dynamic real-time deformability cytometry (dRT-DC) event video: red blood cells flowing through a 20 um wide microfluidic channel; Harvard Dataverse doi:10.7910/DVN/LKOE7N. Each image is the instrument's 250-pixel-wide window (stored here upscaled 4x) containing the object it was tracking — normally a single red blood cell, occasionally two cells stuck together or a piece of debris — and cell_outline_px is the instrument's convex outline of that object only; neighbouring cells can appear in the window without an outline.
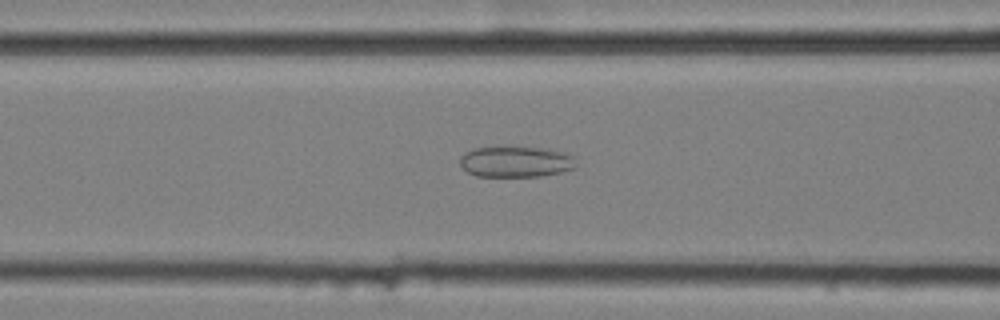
{"species": "common noctule bat (a hibernating species)", "species_latin": "Nyctalus noctula", "temperature_condition": "cold", "stored_images_in_passage": 55, "camera_frame_rate_fps": 3000, "um_per_image_px": 0.085, "animal": {"sex": "female", "body_mass_g": 25.1}, "frame": {"image": 1, "passage_image": 21, "time_ms": 6.667, "image_size_px": [1000, 320], "cell_outline_px": [[576, 164], [572, 168], [560, 172], [540, 176], [476, 176], [468, 172], [460, 164], [460, 156], [464, 152], [472, 148], [504, 144], [508, 144], [548, 148], [572, 156]], "centroid_in_image_um": [43.76, 13.68], "position_along_channel_um": 122.8, "area_um2": 21.62}}
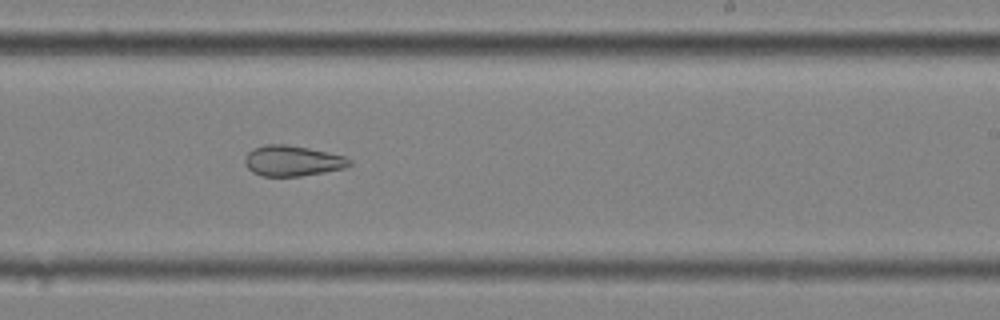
{"frame": {"image": 2, "passage_image": 33, "time_ms": 10.667, "image_size_px": [1000, 320], "cell_outline_px": [[352, 164], [348, 168], [300, 176], [260, 176], [252, 172], [244, 164], [244, 160], [248, 152], [264, 144], [284, 144], [308, 148], [328, 152], [344, 156], [352, 160]], "centroid_in_image_um": [24.88, 13.68], "position_along_channel_um": 264.1, "area_um2": 18.73}}
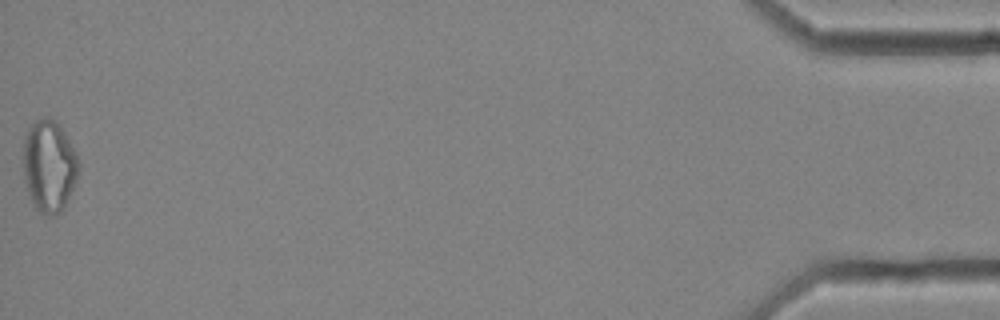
{"frame": {"image": 3, "passage_image": 55, "time_ms": 18.0, "image_size_px": [1000, 320], "cell_outline_px": [[80, 172], [60, 212], [56, 216], [48, 216], [40, 212], [32, 204], [24, 180], [24, 136], [32, 124], [36, 120], [44, 116], [48, 116], [56, 120], [64, 132], [76, 152], [80, 164]], "centroid_in_image_um": [4.18, 14.09], "position_along_channel_um": 431.0, "area_um2": 29.71}, "authors_computed_cell_mechanics": {"area_um2": 25.0852, "velocity_mm_per_s": 3.5338, "shape_relaxation_time_tau1_ms": null, "shape_relaxation_time_tau2_ms": 4.1462, "deformation_change_tau1": null, "deformation_change_tau2": 0.1266}}